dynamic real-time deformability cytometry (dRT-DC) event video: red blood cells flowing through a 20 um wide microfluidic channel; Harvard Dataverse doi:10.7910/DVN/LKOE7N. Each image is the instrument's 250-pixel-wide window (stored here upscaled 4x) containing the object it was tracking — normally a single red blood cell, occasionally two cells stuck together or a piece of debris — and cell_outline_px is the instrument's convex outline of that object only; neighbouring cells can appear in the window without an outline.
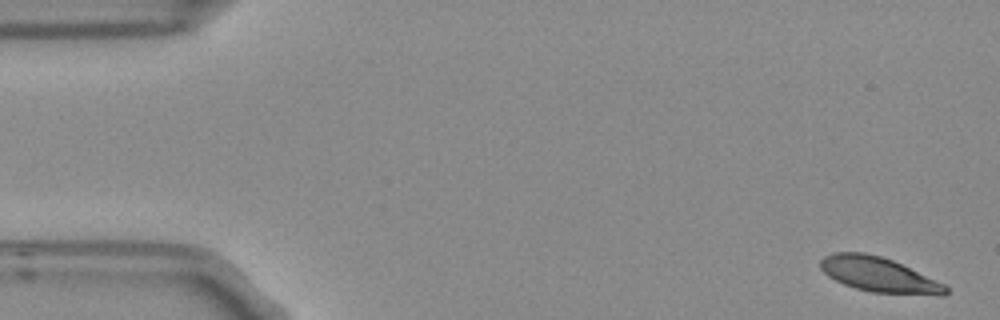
{"species": "Egyptian fruit bat (a non-hibernating species)", "species_latin": "Rousettus aegyptiacus", "temperature_condition": "room temperature", "stored_images_in_passage": 6, "camera_frame_rate_fps": 3000, "um_per_image_px": 0.085, "frame": {"image": 1, "passage_image": 1, "time_ms": 0.0, "image_size_px": [1000, 320], "cell_outline_px": [[948, 292], [944, 296], [940, 296], [872, 292], [856, 288], [844, 284], [828, 276], [820, 268], [820, 260], [824, 256], [832, 252], [864, 252], [880, 256], [892, 260], [944, 284], [948, 288]], "centroid_in_image_um": [74.69, 23.35], "position_along_channel_um": 10.3, "area_um2": 25.32}}
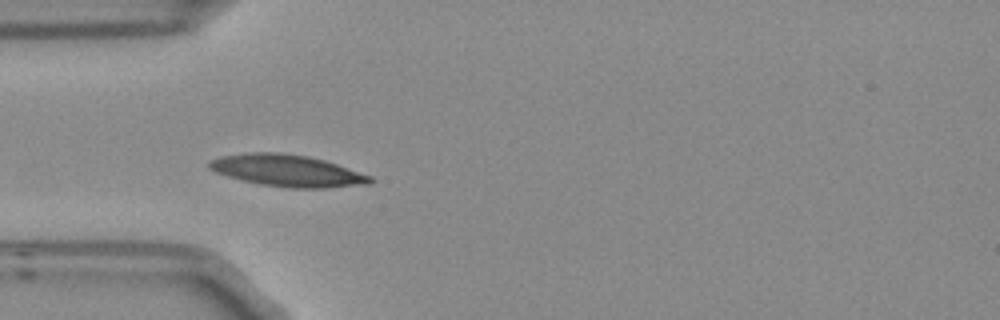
{"frame": {"image": 2, "passage_image": 5, "time_ms": 1.333, "image_size_px": [1000, 320], "cell_outline_px": [[376, 180], [372, 184], [328, 188], [292, 188], [260, 184], [228, 176], [216, 172], [208, 168], [208, 160], [220, 156], [252, 152], [280, 152], [308, 156], [324, 160], [372, 176]], "centroid_in_image_um": [24.45, 14.5], "position_along_channel_um": 60.5, "area_um2": 29.94}}